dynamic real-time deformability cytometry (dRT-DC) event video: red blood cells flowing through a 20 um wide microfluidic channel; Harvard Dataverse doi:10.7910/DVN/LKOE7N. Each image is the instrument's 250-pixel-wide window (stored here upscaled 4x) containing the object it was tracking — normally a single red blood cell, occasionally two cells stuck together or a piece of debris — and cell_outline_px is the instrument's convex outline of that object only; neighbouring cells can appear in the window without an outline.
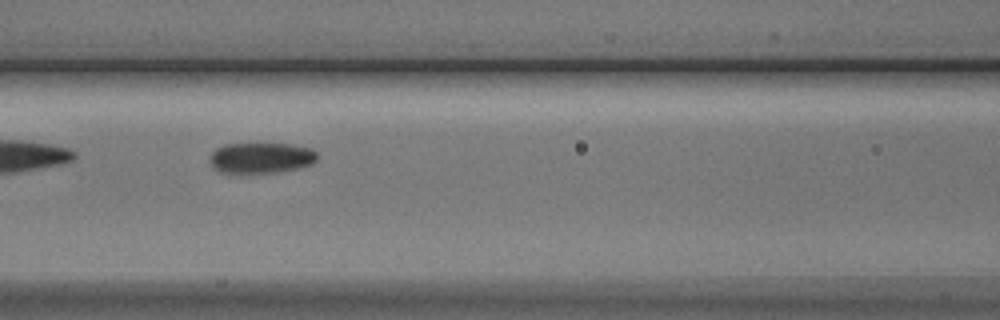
{"species": "Egyptian fruit bat (a non-hibernating species)", "species_latin": "Rousettus aegyptiacus", "temperature_condition": "cold", "stored_images_in_passage": 8, "camera_frame_rate_fps": 3000, "um_per_image_px": 0.085, "animal": {"sex": "male"}, "frame": {"image": 1, "passage_image": 3, "time_ms": 2.333, "image_size_px": [1000, 320], "cell_outline_px": [[320, 156], [312, 164], [300, 168], [280, 172], [244, 176], [220, 172], [212, 168], [212, 152], [216, 148], [224, 144], [292, 144], [312, 148]], "centroid_in_image_um": [22.21, 13.47], "position_along_channel_um": 144.4, "area_um2": 20.06}}
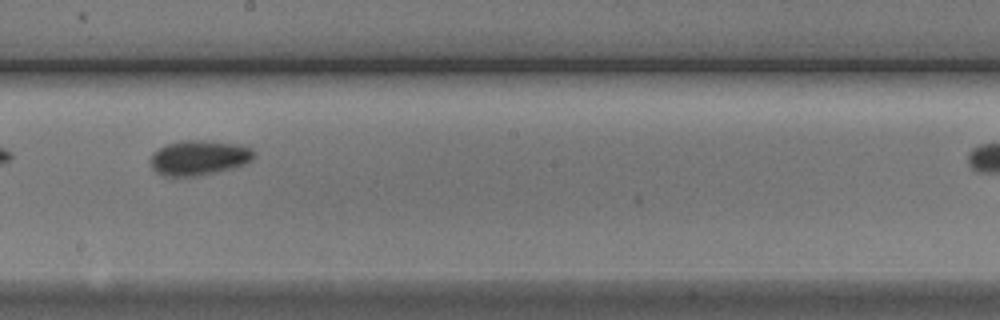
{"frame": {"image": 2, "passage_image": 5, "time_ms": 4.667, "image_size_px": [1000, 320], "cell_outline_px": [[256, 156], [252, 160], [244, 164], [232, 168], [216, 172], [196, 176], [164, 176], [156, 172], [152, 168], [152, 156], [160, 148], [168, 144], [180, 140], [208, 140], [240, 144], [252, 148], [256, 152]], "centroid_in_image_um": [16.98, 13.39], "position_along_channel_um": 231.2, "area_um2": 21.1}}
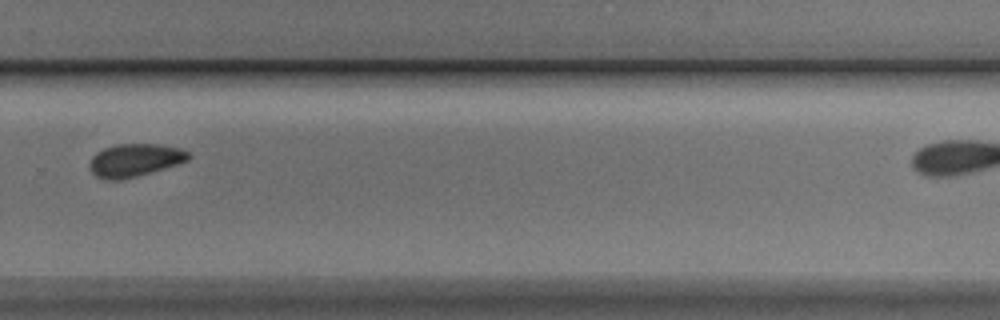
{"frame": {"image": 3, "passage_image": 7, "time_ms": 7.0, "image_size_px": [1000, 320], "cell_outline_px": [[192, 156], [188, 160], [176, 164], [136, 176], [120, 180], [104, 180], [96, 176], [88, 168], [88, 164], [92, 156], [96, 152], [104, 148], [116, 144], [160, 144], [180, 148], [188, 152]], "centroid_in_image_um": [11.41, 13.61], "position_along_channel_um": 318.4, "area_um2": 18.96}}